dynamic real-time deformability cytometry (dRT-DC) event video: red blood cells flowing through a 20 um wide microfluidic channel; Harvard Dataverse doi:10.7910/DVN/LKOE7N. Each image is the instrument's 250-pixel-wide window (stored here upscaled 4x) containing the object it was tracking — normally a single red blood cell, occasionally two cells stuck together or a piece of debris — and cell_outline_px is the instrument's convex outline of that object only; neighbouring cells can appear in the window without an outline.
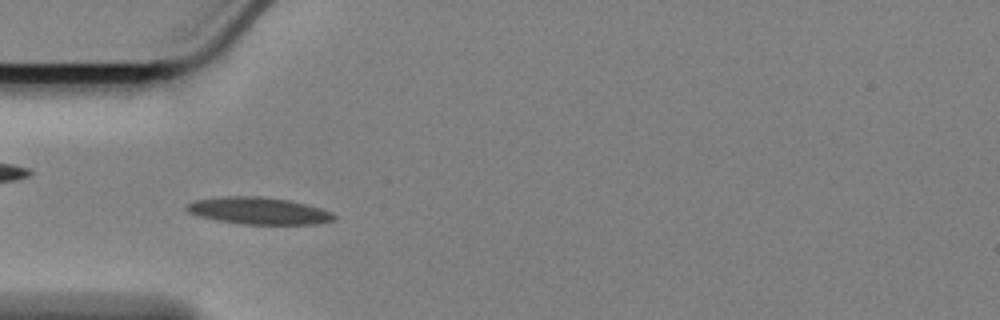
{"species": "Egyptian fruit bat (a non-hibernating species)", "species_latin": "Rousettus aegyptiacus", "temperature_condition": "cold", "stored_images_in_passage": 37, "camera_frame_rate_fps": 3000, "um_per_image_px": 0.085, "animal": {"sex": "female"}, "frame": {"image": 1, "passage_image": 9, "time_ms": 2.667, "image_size_px": [1000, 320], "cell_outline_px": [[336, 216], [332, 220], [316, 224], [240, 224], [216, 220], [200, 216], [188, 212], [184, 208], [188, 204], [196, 200], [224, 196], [260, 196], [288, 200], [320, 208], [332, 212]], "centroid_in_image_um": [21.96, 17.92], "position_along_channel_um": 63.0, "area_um2": 23.0}}
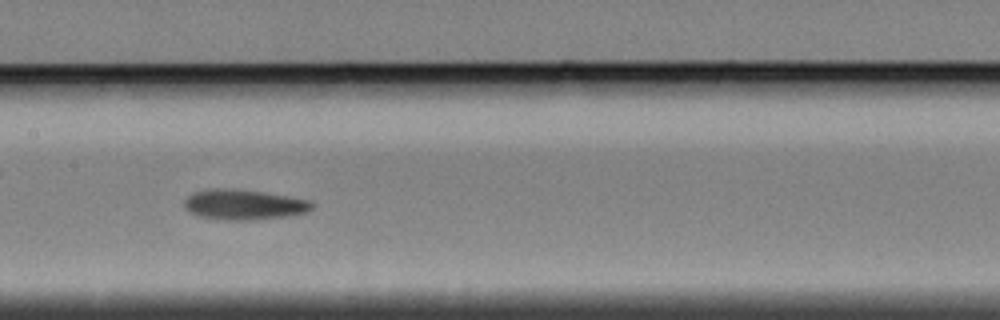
{"frame": {"image": 2, "passage_image": 20, "time_ms": 6.333, "image_size_px": [1000, 320], "cell_outline_px": [[312, 208], [304, 212], [288, 216], [256, 220], [224, 220], [200, 216], [188, 212], [184, 208], [184, 200], [192, 192], [208, 188], [232, 188], [264, 192], [288, 196], [308, 200], [312, 204]], "centroid_in_image_um": [20.65, 17.38], "position_along_channel_um": 186.7, "area_um2": 22.66}}
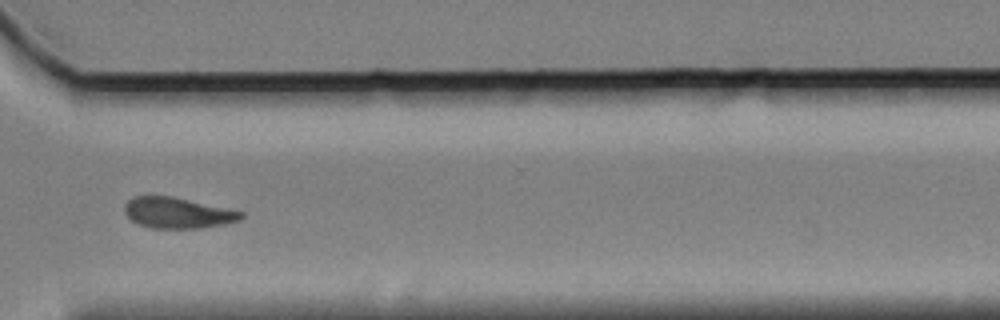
{"frame": {"image": 3, "passage_image": 35, "time_ms": 11.333, "image_size_px": [1000, 320], "cell_outline_px": [[244, 216], [240, 220], [224, 224], [204, 228], [152, 228], [136, 224], [124, 212], [124, 204], [132, 196], [172, 196], [228, 208], [244, 212]], "centroid_in_image_um": [15.09, 18.09], "position_along_channel_um": 355.5, "area_um2": 21.1}, "authors_computed_cell_mechanics": {"area_um2": 21.7328, "velocity_mm_per_s": 3.3803, "shape_relaxation_time_tau1_ms": 5.7232, "shape_relaxation_time_tau2_ms": 5.3148, "deformation_change_tau1": 0.1532, "deformation_change_tau2": 0.1204}}